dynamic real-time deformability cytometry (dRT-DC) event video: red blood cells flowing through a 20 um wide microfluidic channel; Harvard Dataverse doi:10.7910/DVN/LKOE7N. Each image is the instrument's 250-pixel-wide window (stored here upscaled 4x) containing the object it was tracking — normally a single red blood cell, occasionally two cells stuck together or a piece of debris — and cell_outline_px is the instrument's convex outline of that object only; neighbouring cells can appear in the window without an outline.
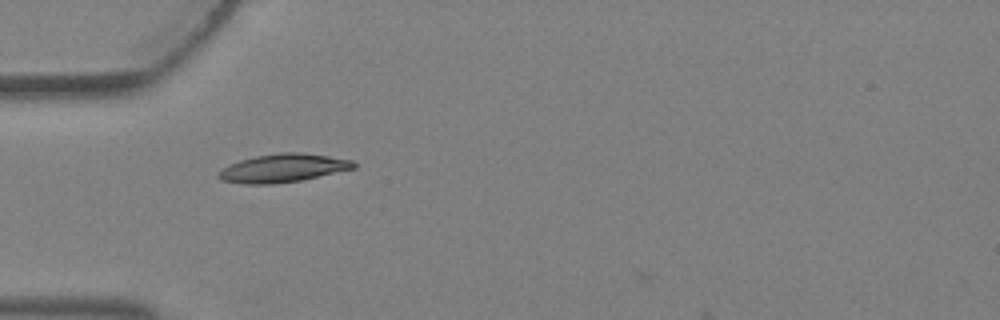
{"species": "Egyptian fruit bat (a non-hibernating species)", "species_latin": "Rousettus aegyptiacus", "temperature_condition": "warm", "stored_images_in_passage": 2, "camera_frame_rate_fps": 3000, "um_per_image_px": 0.085, "animal": {"sex": "female"}, "frame": {"image": 1, "passage_image": 1, "time_ms": 0.0, "image_size_px": [1000, 320], "cell_outline_px": [[356, 168], [300, 180], [272, 184], [244, 184], [220, 180], [216, 176], [216, 172], [240, 160], [256, 156], [280, 152], [300, 152], [328, 156], [352, 160], [356, 164]], "centroid_in_image_um": [24.03, 14.29], "position_along_channel_um": 61.0, "area_um2": 22.2}}
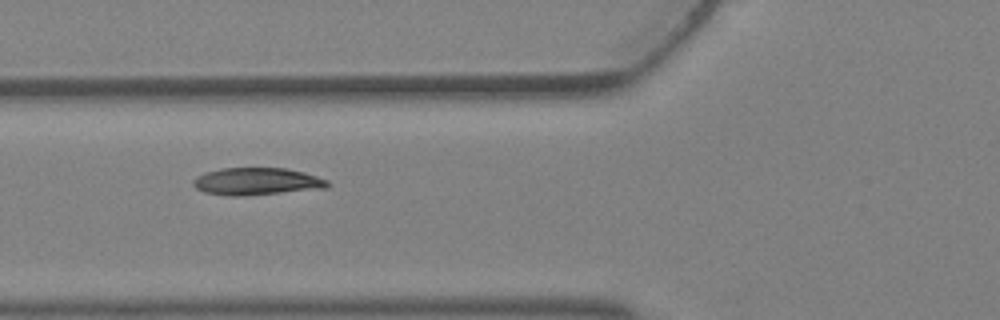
{"frame": {"image": 2, "passage_image": 2, "time_ms": 0.333, "image_size_px": [1000, 320], "cell_outline_px": [[328, 188], [236, 196], [228, 196], [204, 192], [196, 188], [192, 184], [192, 180], [196, 176], [208, 172], [224, 168], [284, 168], [304, 172], [328, 180]], "centroid_in_image_um": [21.81, 15.42], "position_along_channel_um": 104.0, "area_um2": 21.15}}